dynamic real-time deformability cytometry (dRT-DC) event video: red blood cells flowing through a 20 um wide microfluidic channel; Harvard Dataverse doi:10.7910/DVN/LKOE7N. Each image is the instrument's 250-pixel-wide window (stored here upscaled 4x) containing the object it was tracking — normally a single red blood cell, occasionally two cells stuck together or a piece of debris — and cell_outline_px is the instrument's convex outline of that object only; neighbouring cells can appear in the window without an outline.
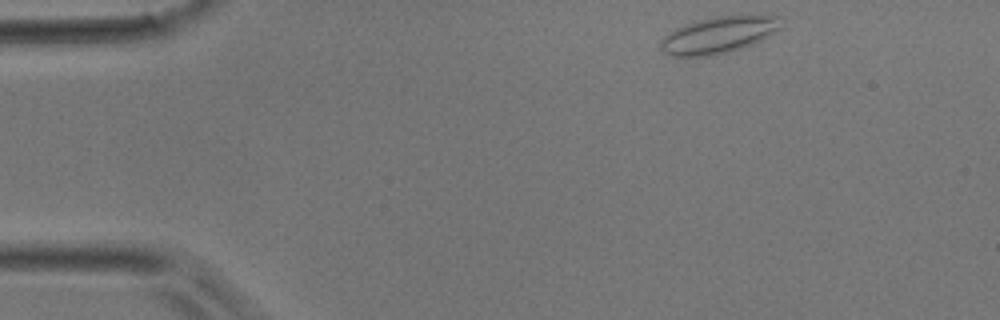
{"species": "common noctule bat (a hibernating species)", "species_latin": "Nyctalus noctula", "temperature_condition": "room temperature", "stored_images_in_passage": 39, "camera_frame_rate_fps": 3000, "um_per_image_px": 0.085, "animal": {"sex": "male", "body_mass_g": 17.9}, "frame": {"image": 1, "passage_image": 1, "time_ms": 0.0, "image_size_px": [1000, 320], "cell_outline_px": [[780, 28], [768, 36], [752, 44], [740, 48], [708, 56], [672, 56], [664, 52], [660, 48], [660, 40], [668, 32], [684, 24], [696, 20], [716, 16], [780, 16]], "centroid_in_image_um": [61.01, 2.97], "position_along_channel_um": 24.0, "area_um2": 25.32}}
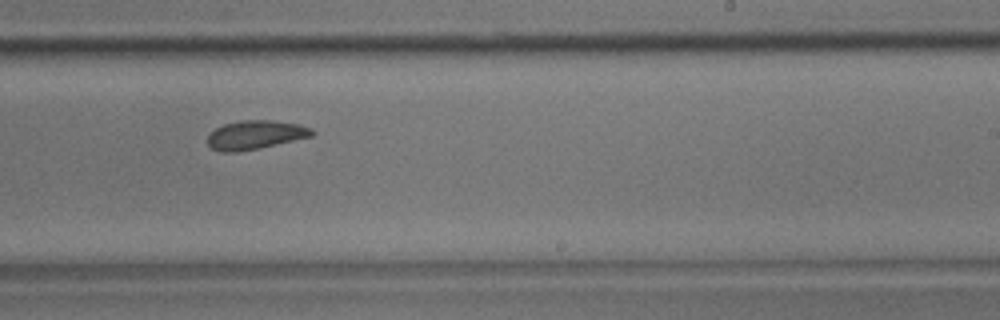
{"frame": {"image": 2, "passage_image": 22, "time_ms": 7.0, "image_size_px": [1000, 320], "cell_outline_px": [[316, 132], [312, 136], [260, 148], [236, 152], [220, 152], [212, 148], [208, 144], [208, 132], [224, 124], [244, 120], [268, 120], [300, 124], [312, 128]], "centroid_in_image_um": [21.7, 11.46], "position_along_channel_um": 267.3, "area_um2": 17.57}}
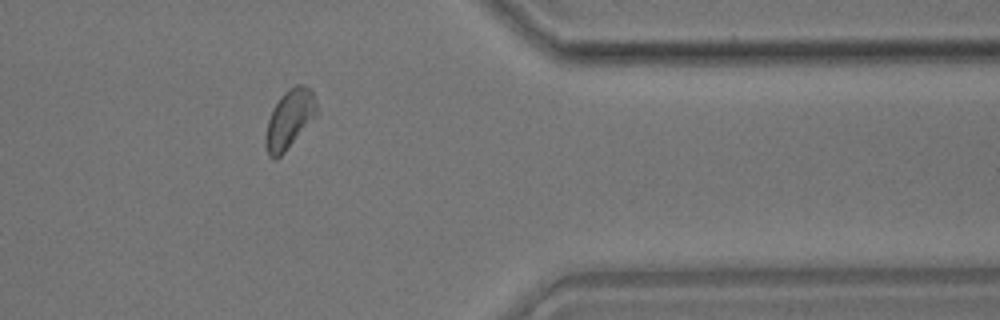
{"frame": {"image": 3, "passage_image": 31, "time_ms": 10.0, "image_size_px": [1000, 320], "cell_outline_px": [[320, 112], [284, 152], [276, 160], [272, 160], [268, 156], [264, 144], [264, 136], [268, 120], [272, 108], [280, 96], [288, 88], [296, 84], [304, 84], [312, 88]], "centroid_in_image_um": [24.61, 10.1], "position_along_channel_um": 386.8, "area_um2": 18.09}}